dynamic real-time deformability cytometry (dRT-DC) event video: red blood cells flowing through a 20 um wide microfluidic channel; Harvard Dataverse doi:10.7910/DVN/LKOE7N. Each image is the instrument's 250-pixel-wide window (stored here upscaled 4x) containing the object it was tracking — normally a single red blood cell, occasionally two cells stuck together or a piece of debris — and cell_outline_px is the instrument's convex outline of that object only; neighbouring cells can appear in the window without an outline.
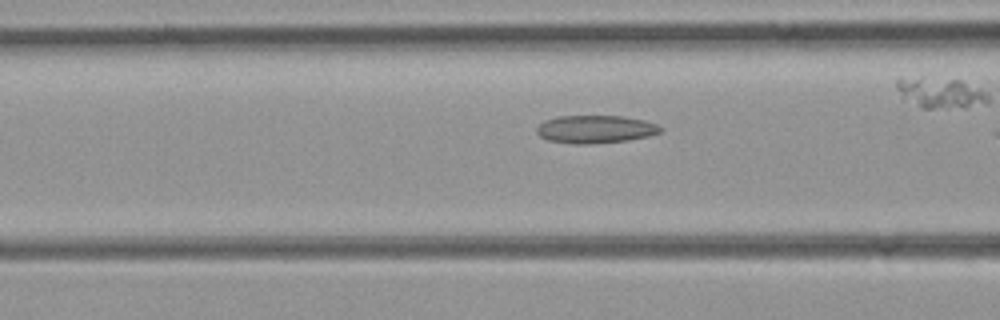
{"species": "common noctule bat (a hibernating species)", "species_latin": "Nyctalus noctula", "temperature_condition": "room temperature", "stored_images_in_passage": 8, "camera_frame_rate_fps": 3000, "um_per_image_px": 0.085, "animal": {"sex": "female", "body_mass_g": 21.9}, "frame": {"image": 1, "passage_image": 7, "time_ms": 2.0, "image_size_px": [1000, 320], "cell_outline_px": [[664, 128], [660, 132], [648, 136], [628, 140], [588, 144], [572, 144], [548, 140], [540, 136], [536, 132], [536, 128], [544, 120], [556, 116], [624, 116], [644, 120], [656, 124]], "centroid_in_image_um": [50.59, 10.98], "position_along_channel_um": 116.0, "area_um2": 20.17}}